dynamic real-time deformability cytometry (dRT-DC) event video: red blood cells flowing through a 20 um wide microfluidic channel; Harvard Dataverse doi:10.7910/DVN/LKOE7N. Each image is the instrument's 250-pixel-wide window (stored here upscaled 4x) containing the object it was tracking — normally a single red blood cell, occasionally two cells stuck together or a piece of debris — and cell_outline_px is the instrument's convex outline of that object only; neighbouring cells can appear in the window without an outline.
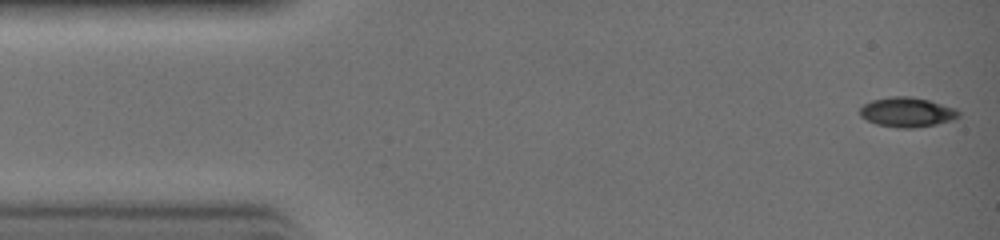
{"species": "common noctule bat (a hibernating species)", "species_latin": "Nyctalus noctula", "temperature_condition": "warm", "stored_images_in_passage": 31, "camera_frame_rate_fps": 3000, "um_per_image_px": 0.085, "animal": {"sex": "female", "body_mass_g": 19.0, "forearm_length_mm": 51.5}, "frame": {"image": 1, "passage_image": 1, "time_ms": 0.0, "image_size_px": [1000, 240], "cell_outline_px": [[960, 116], [952, 120], [936, 124], [912, 128], [900, 128], [876, 124], [860, 116], [860, 108], [864, 104], [872, 100], [892, 96], [912, 96], [928, 100], [956, 108], [960, 112]], "centroid_in_image_um": [77.11, 9.53], "position_along_channel_um": 7.9, "area_um2": 17.05}}
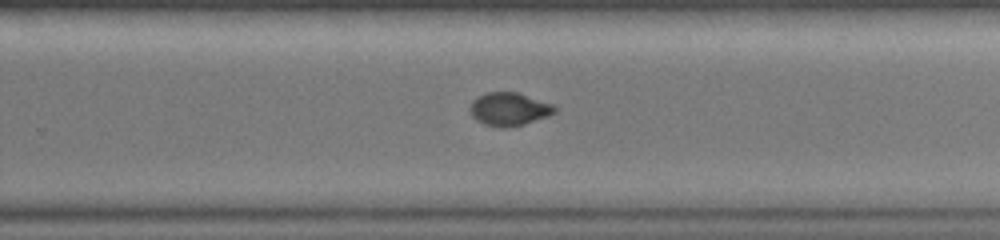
{"frame": {"image": 2, "passage_image": 20, "time_ms": 6.333, "image_size_px": [1000, 240], "cell_outline_px": [[556, 112], [548, 116], [524, 124], [504, 128], [500, 128], [484, 124], [476, 120], [472, 116], [468, 108], [472, 100], [488, 92], [516, 92], [556, 104]], "centroid_in_image_um": [43.29, 9.28], "position_along_channel_um": 286.5, "area_um2": 16.53}}
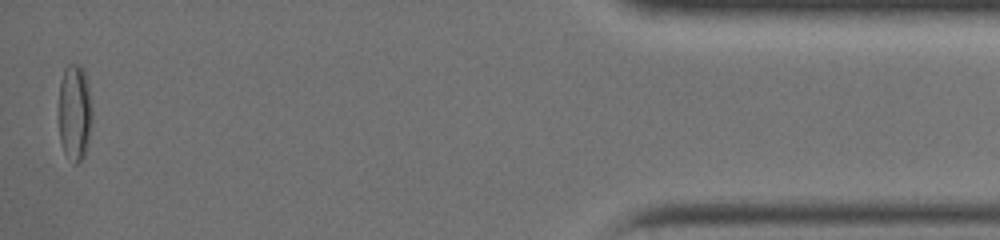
{"frame": {"image": 3, "passage_image": 31, "time_ms": 10.0, "image_size_px": [1000, 240], "cell_outline_px": [[92, 120], [88, 144], [84, 156], [80, 164], [72, 164], [64, 152], [60, 140], [60, 80], [64, 68], [68, 64], [76, 64], [84, 68], [88, 84], [92, 108]], "centroid_in_image_um": [6.37, 9.58], "position_along_channel_um": 428.8, "area_um2": 19.07}}